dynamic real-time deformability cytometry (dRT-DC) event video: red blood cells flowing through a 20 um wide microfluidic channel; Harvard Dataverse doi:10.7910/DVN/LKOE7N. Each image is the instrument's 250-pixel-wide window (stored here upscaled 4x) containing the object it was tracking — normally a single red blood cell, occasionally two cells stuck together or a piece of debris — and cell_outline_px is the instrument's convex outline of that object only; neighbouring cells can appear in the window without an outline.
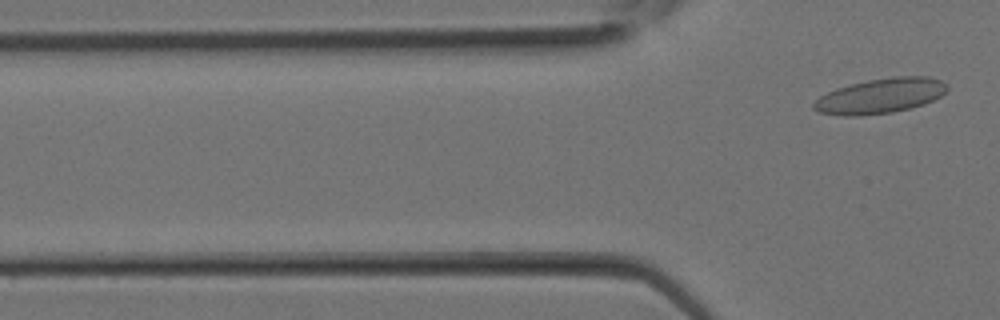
{"species": "Egyptian fruit bat (a non-hibernating species)", "species_latin": "Rousettus aegyptiacus", "temperature_condition": "room temperature", "stored_images_in_passage": 6, "camera_frame_rate_fps": 3000, "um_per_image_px": 0.085, "animal": {"sex": "female"}, "frame": {"image": 1, "passage_image": 6, "time_ms": 1.667, "image_size_px": [1000, 320], "cell_outline_px": [[948, 88], [940, 96], [924, 104], [912, 108], [892, 112], [860, 116], [844, 116], [816, 112], [812, 108], [812, 104], [820, 96], [836, 88], [868, 80], [896, 76], [928, 76], [940, 80], [948, 84]], "centroid_in_image_um": [74.82, 8.16], "position_along_channel_um": 51.0, "area_um2": 27.28}}